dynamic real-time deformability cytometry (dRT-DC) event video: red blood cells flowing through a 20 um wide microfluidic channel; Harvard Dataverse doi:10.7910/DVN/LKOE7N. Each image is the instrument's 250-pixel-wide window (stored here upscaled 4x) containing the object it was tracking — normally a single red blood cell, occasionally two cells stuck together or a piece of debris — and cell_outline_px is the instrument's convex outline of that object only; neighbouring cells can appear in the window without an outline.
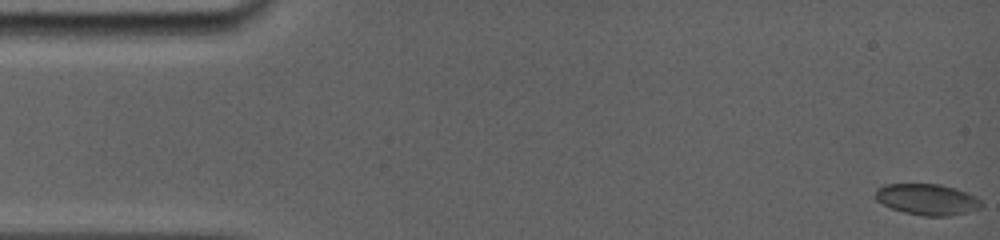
{"species": "common noctule bat (a hibernating species)", "species_latin": "Nyctalus noctula", "temperature_condition": "room temperature", "stored_images_in_passage": 5, "camera_frame_rate_fps": 5000, "um_per_image_px": 0.085, "animal": {"sex": "female", "body_mass_g": 19.0, "forearm_length_mm": 56.7}, "frame": {"image": 1, "passage_image": 1, "time_ms": 0.0, "image_size_px": [1000, 240], "cell_outline_px": [[984, 204], [980, 208], [952, 216], [924, 216], [904, 212], [892, 208], [876, 200], [872, 196], [876, 188], [884, 184], [940, 184], [956, 188], [976, 196]], "centroid_in_image_um": [78.79, 16.94], "position_along_channel_um": 6.2, "area_um2": 19.42}}
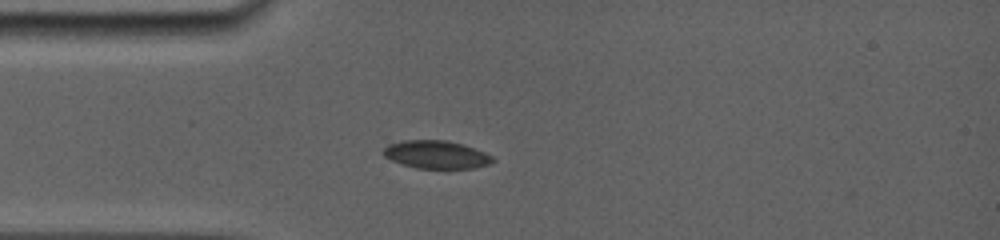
{"frame": {"image": 2, "passage_image": 5, "time_ms": 4.2, "image_size_px": [1000, 240], "cell_outline_px": [[496, 160], [492, 164], [472, 168], [416, 168], [392, 160], [384, 156], [380, 152], [388, 144], [404, 140], [444, 140], [464, 144], [484, 152], [492, 156]], "centroid_in_image_um": [37.09, 13.13], "position_along_channel_um": 47.9, "area_um2": 17.86}}